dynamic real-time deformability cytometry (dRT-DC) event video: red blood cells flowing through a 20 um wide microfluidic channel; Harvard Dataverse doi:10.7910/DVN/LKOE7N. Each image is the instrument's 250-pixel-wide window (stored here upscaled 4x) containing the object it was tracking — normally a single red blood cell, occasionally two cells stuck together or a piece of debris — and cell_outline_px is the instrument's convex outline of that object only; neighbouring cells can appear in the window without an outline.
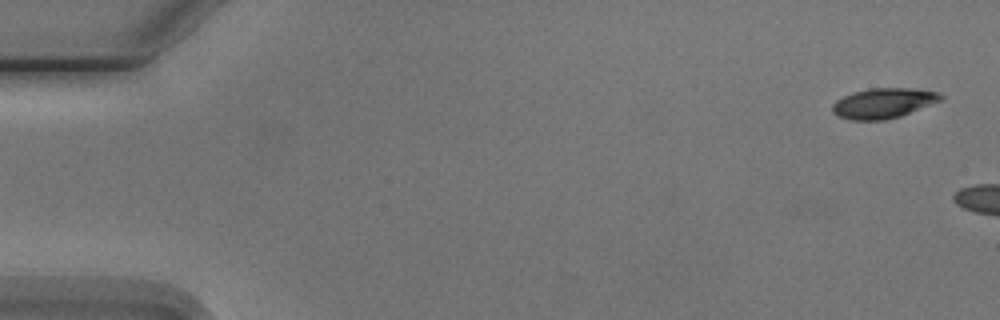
{"species": "Egyptian fruit bat (a non-hibernating species)", "species_latin": "Rousettus aegyptiacus", "temperature_condition": "cold", "stored_images_in_passage": 5, "camera_frame_rate_fps": 3000, "um_per_image_px": 0.085, "animal": {"sex": "male"}, "frame": {"image": 1, "passage_image": 1, "time_ms": 0.0, "image_size_px": [1000, 320], "cell_outline_px": [[944, 100], [900, 116], [884, 120], [852, 120], [836, 116], [832, 112], [832, 104], [836, 100], [852, 92], [868, 88], [916, 88], [940, 92], [944, 96]], "centroid_in_image_um": [75.11, 8.76], "position_along_channel_um": 9.9, "area_um2": 19.36}}
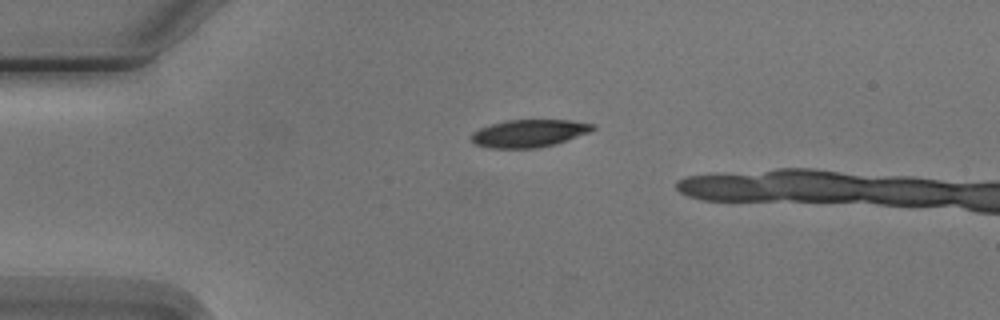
{"frame": {"image": 2, "passage_image": 4, "time_ms": 3.667, "image_size_px": [1000, 320], "cell_outline_px": [[596, 128], [588, 132], [552, 144], [536, 148], [488, 148], [476, 144], [472, 140], [472, 132], [480, 128], [492, 124], [508, 120], [572, 120], [596, 124]], "centroid_in_image_um": [44.96, 11.32], "position_along_channel_um": 40.0, "area_um2": 19.19}}